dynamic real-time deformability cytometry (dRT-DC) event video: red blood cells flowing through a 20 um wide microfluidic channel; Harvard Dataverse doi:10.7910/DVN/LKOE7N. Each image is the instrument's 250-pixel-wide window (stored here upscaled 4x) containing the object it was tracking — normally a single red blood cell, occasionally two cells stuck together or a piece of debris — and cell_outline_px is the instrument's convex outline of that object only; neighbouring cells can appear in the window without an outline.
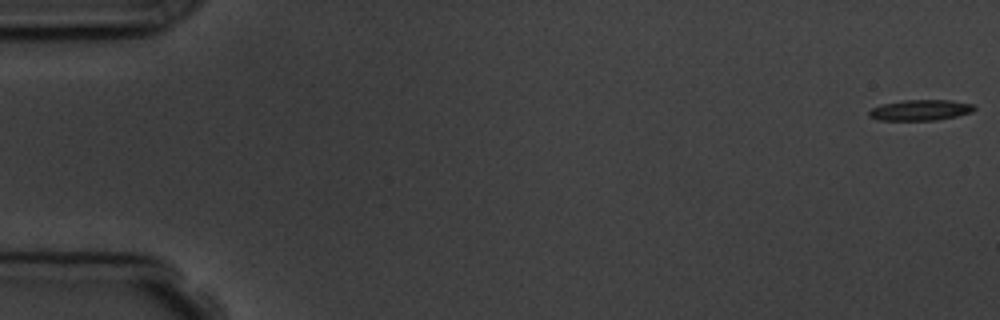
{"species": "common noctule bat (a hibernating species)", "species_latin": "Nyctalus noctula", "temperature_condition": "room temperature", "stored_images_in_passage": 5, "segment_of_instrument_passage": [2, 2], "camera_frame_rate_fps": 3000, "um_per_image_px": 0.085, "animal": {"sex": "male", "body_mass_g": 19.5, "forearm_length_mm": 54.6}, "frame": {"image": 1, "passage_image": 5, "time_ms": 5.333, "image_size_px": [1000, 320], "cell_outline_px": [[976, 108], [972, 112], [956, 116], [936, 120], [876, 120], [868, 116], [868, 112], [872, 108], [880, 104], [904, 100], [952, 100], [972, 104]], "centroid_in_image_um": [78.2, 9.36], "position_along_channel_um": 6.8, "area_um2": 12.77}}